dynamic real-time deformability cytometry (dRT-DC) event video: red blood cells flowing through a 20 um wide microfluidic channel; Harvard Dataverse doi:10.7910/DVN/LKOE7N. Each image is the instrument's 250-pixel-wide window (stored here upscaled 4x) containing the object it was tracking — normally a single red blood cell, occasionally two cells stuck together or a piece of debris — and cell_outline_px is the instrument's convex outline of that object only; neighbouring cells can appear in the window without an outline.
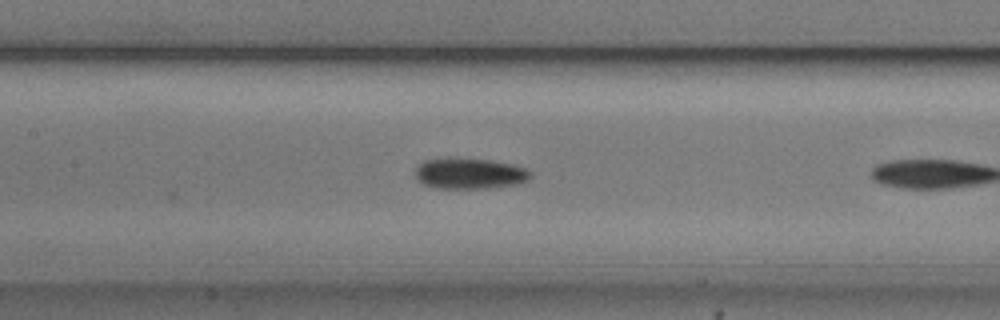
{"species": "common noctule bat (a hibernating species)", "species_latin": "Nyctalus noctula", "temperature_condition": "cold", "stored_images_in_passage": 6, "camera_frame_rate_fps": 3000, "um_per_image_px": 0.085, "animal": {"sex": "male", "body_mass_g": 20.5, "forearm_length_mm": 52.5}, "frame": {"image": 1, "passage_image": 6, "time_ms": 5.667, "image_size_px": [1000, 320], "cell_outline_px": [[532, 176], [528, 180], [516, 184], [488, 188], [436, 188], [424, 184], [416, 180], [416, 168], [424, 160], [448, 156], [488, 160], [512, 164], [524, 168], [532, 172]], "centroid_in_image_um": [39.89, 14.73], "position_along_channel_um": 167.5, "area_um2": 20.98}}